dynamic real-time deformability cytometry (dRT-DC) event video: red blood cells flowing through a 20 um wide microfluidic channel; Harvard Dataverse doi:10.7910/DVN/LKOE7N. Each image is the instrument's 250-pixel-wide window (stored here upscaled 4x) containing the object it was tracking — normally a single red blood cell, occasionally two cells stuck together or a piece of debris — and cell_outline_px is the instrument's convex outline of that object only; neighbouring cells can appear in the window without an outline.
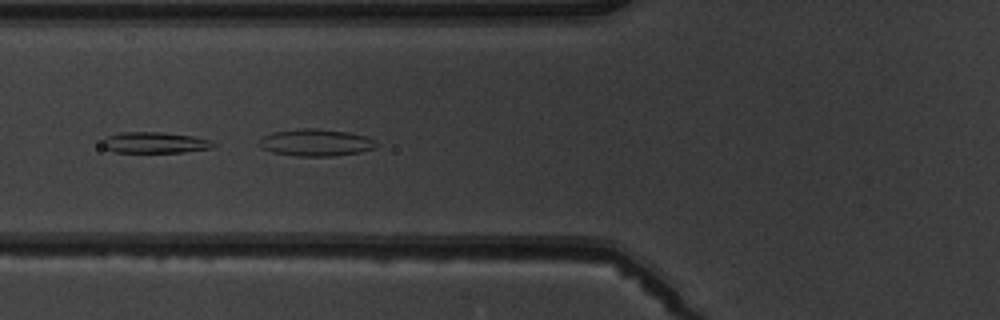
{"species": "common noctule bat (a hibernating species)", "species_latin": "Nyctalus noctula", "temperature_condition": "warm", "stored_images_in_passage": 6, "camera_frame_rate_fps": 3000, "um_per_image_px": 0.085, "animal": {"sex": "male", "body_mass_g": 19.5, "forearm_length_mm": 54.6}, "frame": {"image": 1, "passage_image": 4, "time_ms": 4.333, "image_size_px": [1000, 320], "cell_outline_px": [[216, 144], [212, 148], [184, 152], [112, 152], [104, 148], [104, 136], [120, 132], [164, 132], [192, 136], [208, 140]], "centroid_in_image_um": [13.12, 12.12], "position_along_channel_um": 112.7, "area_um2": 13.58}}
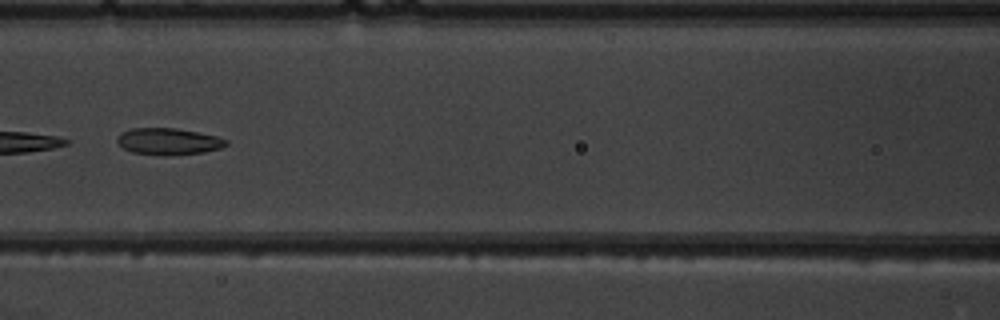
{"frame": {"image": 2, "passage_image": 5, "time_ms": 5.667, "image_size_px": [1000, 320], "cell_outline_px": [[228, 144], [220, 148], [204, 152], [164, 156], [132, 152], [124, 148], [116, 140], [116, 136], [120, 132], [132, 128], [176, 128], [216, 136], [228, 140]], "centroid_in_image_um": [14.29, 12.02], "position_along_channel_um": 152.3, "area_um2": 16.94}}
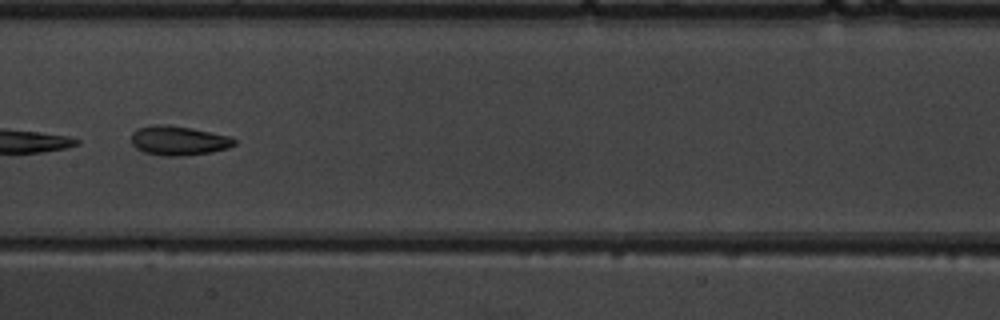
{"frame": {"image": 3, "passage_image": 6, "time_ms": 6.667, "image_size_px": [1000, 320], "cell_outline_px": [[236, 144], [228, 148], [212, 152], [180, 156], [164, 156], [144, 152], [136, 148], [132, 144], [132, 132], [140, 128], [152, 124], [168, 124], [192, 128], [228, 136], [236, 140]], "centroid_in_image_um": [15.17, 11.95], "position_along_channel_um": 192.2, "area_um2": 17.63}}